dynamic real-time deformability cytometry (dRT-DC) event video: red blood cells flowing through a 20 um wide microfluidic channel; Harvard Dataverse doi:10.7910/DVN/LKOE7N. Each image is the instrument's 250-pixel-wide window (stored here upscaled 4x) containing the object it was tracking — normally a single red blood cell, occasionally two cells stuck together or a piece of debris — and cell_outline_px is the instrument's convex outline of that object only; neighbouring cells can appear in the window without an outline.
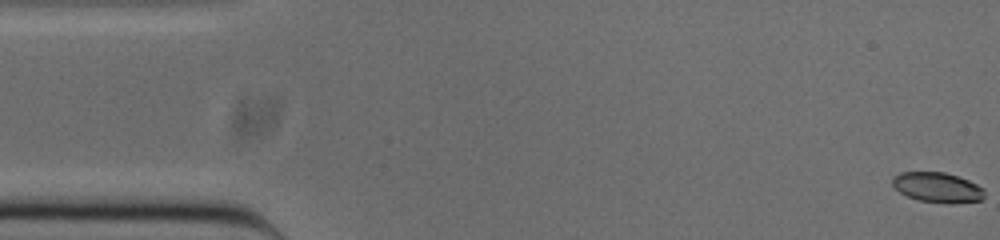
{"species": "common noctule bat (a hibernating species)", "species_latin": "Nyctalus noctula", "temperature_condition": "cold", "stored_images_in_passage": 53, "camera_frame_rate_fps": 3000, "um_per_image_px": 0.085, "animal": {"sex": "male", "body_mass_g": 20.0, "forearm_length_mm": 53.3}, "frame": {"image": 1, "passage_image": 1, "time_ms": 0.0, "image_size_px": [1000, 240], "cell_outline_px": [[984, 196], [980, 200], [952, 204], [948, 204], [920, 200], [908, 196], [900, 192], [892, 184], [892, 176], [900, 172], [944, 172], [968, 180], [984, 188]], "centroid_in_image_um": [79.68, 15.93], "position_along_channel_um": 5.3, "area_um2": 16.07}}
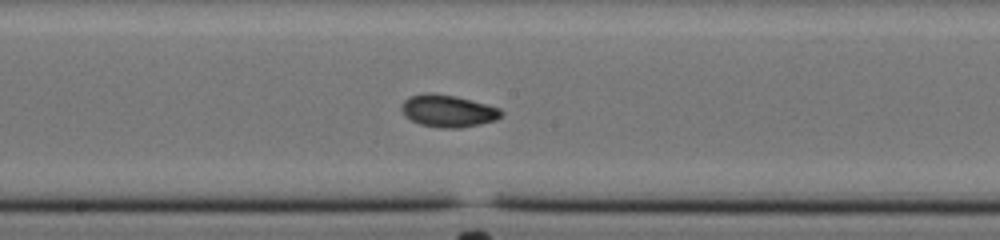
{"frame": {"image": 2, "passage_image": 27, "time_ms": 8.667, "image_size_px": [1000, 240], "cell_outline_px": [[504, 112], [496, 120], [480, 124], [460, 128], [440, 128], [420, 124], [404, 116], [400, 108], [400, 104], [408, 96], [432, 92], [456, 96], [500, 108]], "centroid_in_image_um": [38.05, 9.43], "position_along_channel_um": 210.2, "area_um2": 18.84}}
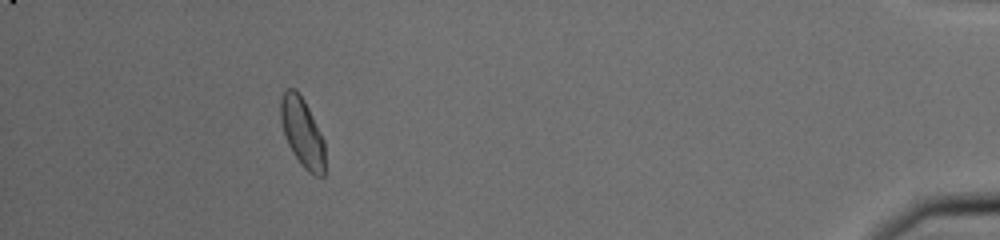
{"frame": {"image": 3, "passage_image": 48, "time_ms": 15.667, "image_size_px": [1000, 240], "cell_outline_px": [[324, 176], [316, 176], [308, 172], [300, 164], [292, 152], [284, 136], [280, 120], [280, 100], [284, 92], [288, 88], [296, 88], [304, 100], [324, 140]], "centroid_in_image_um": [25.67, 11.26], "position_along_channel_um": 409.5, "area_um2": 17.86}, "authors_computed_cell_mechanics": {"area_um2": 17.7446, "velocity_mm_per_s": 3.8409, "shape_relaxation_time_tau1_ms": 2.8897, "shape_relaxation_time_tau2_ms": 3.4565, "deformation_change_tau1": 0.0794, "deformation_change_tau2": 0.0713}}